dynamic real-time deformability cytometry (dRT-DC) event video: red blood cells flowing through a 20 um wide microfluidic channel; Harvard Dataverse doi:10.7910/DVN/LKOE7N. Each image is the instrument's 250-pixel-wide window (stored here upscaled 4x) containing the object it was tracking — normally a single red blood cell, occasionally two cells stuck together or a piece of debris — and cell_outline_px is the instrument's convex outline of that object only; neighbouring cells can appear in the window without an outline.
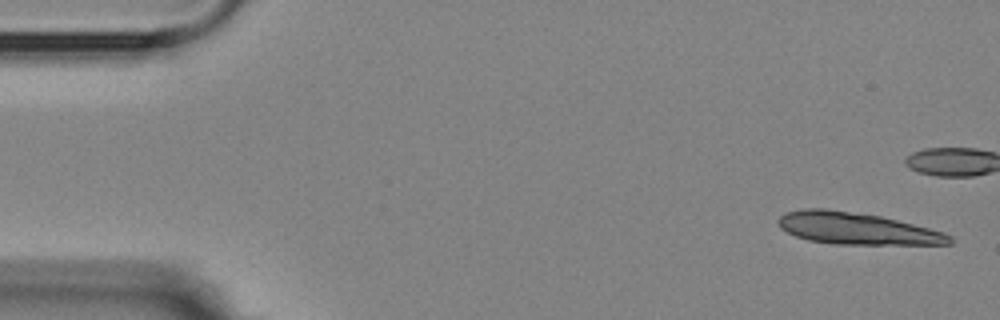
{"species": "Egyptian fruit bat (a non-hibernating species)", "species_latin": "Rousettus aegyptiacus", "temperature_condition": "room temperature", "stored_images_in_passage": 6, "camera_frame_rate_fps": 3000, "um_per_image_px": 0.085, "animal": {"sex": "female"}, "frame": {"image": 1, "passage_image": 1, "time_ms": 0.0, "image_size_px": [1000, 320], "cell_outline_px": [[952, 244], [832, 244], [808, 240], [796, 236], [780, 228], [776, 220], [780, 216], [788, 212], [804, 208], [824, 208], [880, 216], [944, 232], [952, 236]], "centroid_in_image_um": [72.79, 19.42], "position_along_channel_um": 12.2, "area_um2": 31.56}}
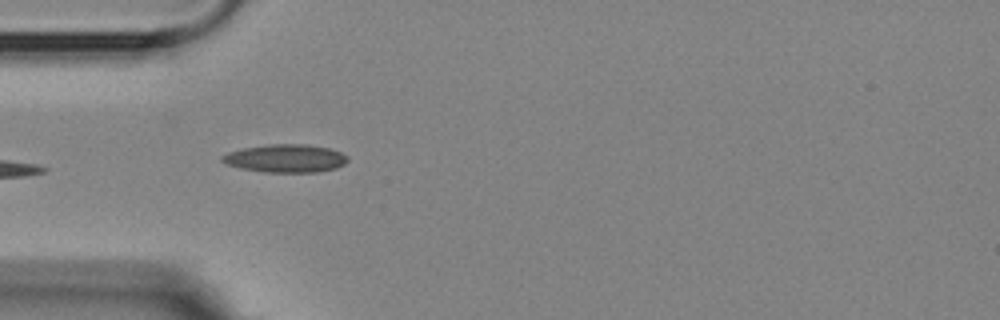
{"frame": {"image": 2, "passage_image": 5, "time_ms": 5.667, "image_size_px": [1000, 320], "cell_outline_px": [[348, 160], [344, 164], [336, 168], [316, 172], [264, 172], [240, 168], [228, 164], [220, 160], [220, 156], [228, 152], [244, 148], [268, 144], [308, 144], [328, 148], [340, 152], [348, 156]], "centroid_in_image_um": [24.27, 13.46], "position_along_channel_um": 60.7, "area_um2": 20.52}}
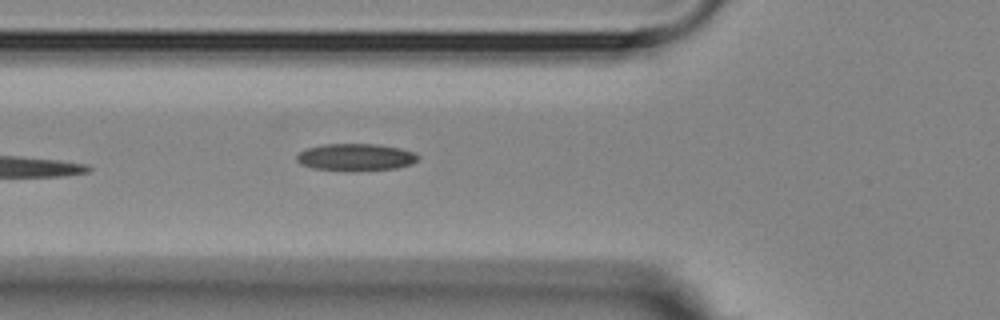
{"frame": {"image": 3, "passage_image": 6, "time_ms": 6.667, "image_size_px": [1000, 320], "cell_outline_px": [[420, 156], [412, 164], [396, 168], [348, 172], [312, 168], [300, 164], [296, 160], [296, 156], [300, 152], [308, 148], [324, 144], [376, 144], [400, 148], [412, 152]], "centroid_in_image_um": [30.21, 13.38], "position_along_channel_um": 95.6, "area_um2": 19.36}}